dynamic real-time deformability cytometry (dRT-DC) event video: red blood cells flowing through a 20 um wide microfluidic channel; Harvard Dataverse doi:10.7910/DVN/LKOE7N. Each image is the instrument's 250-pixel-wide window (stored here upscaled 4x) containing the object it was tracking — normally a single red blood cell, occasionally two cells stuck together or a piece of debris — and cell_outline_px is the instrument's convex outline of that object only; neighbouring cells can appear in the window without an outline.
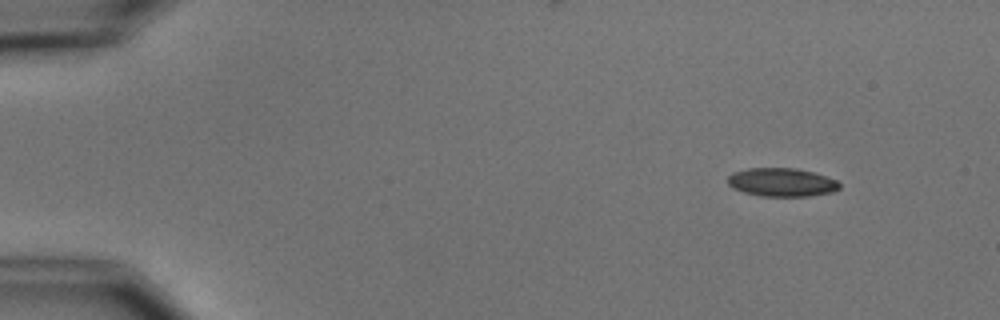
{"species": "common noctule bat (a hibernating species)", "species_latin": "Nyctalus noctula", "temperature_condition": "cold", "stored_images_in_passage": 4, "camera_frame_rate_fps": 3000, "um_per_image_px": 0.085, "animal": {"sex": "male", "body_mass_g": 15.6}, "frame": {"image": 1, "passage_image": 1, "time_ms": 0.0, "image_size_px": [1000, 320], "cell_outline_px": [[840, 188], [832, 192], [808, 196], [760, 196], [744, 192], [732, 188], [728, 184], [728, 176], [732, 172], [748, 168], [796, 168], [812, 172], [836, 180], [840, 184]], "centroid_in_image_um": [66.41, 15.49], "position_along_channel_um": 18.6, "area_um2": 18.5}}
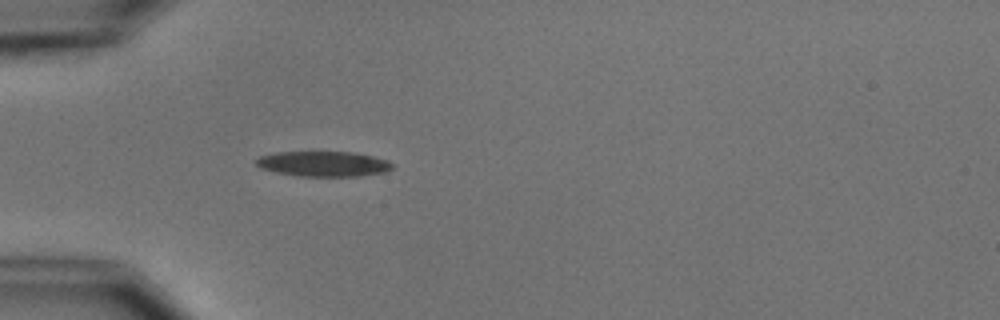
{"frame": {"image": 2, "passage_image": 4, "time_ms": 3.667, "image_size_px": [1000, 320], "cell_outline_px": [[392, 168], [388, 172], [356, 176], [300, 176], [276, 172], [260, 168], [256, 164], [256, 160], [260, 156], [276, 152], [352, 152], [372, 156], [388, 160], [392, 164]], "centroid_in_image_um": [27.5, 13.93], "position_along_channel_um": 57.5, "area_um2": 19.94}}